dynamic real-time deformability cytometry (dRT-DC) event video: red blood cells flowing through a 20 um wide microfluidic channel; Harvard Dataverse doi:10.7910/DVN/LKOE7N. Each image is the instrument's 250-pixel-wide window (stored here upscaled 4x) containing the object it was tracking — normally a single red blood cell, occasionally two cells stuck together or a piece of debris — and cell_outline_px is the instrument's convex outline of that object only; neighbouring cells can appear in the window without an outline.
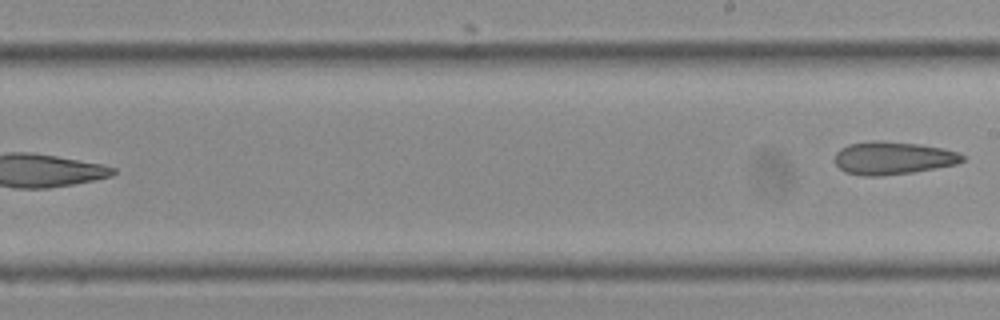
{"species": "Egyptian fruit bat (a non-hibernating species)", "species_latin": "Rousettus aegyptiacus", "temperature_condition": "cold", "stored_images_in_passage": 19, "segment_of_instrument_passage": [2, 2], "camera_frame_rate_fps": 3000, "um_per_image_px": 0.085, "frame": {"image": 1, "passage_image": 19, "time_ms": 6.0, "image_size_px": [1000, 320], "cell_outline_px": [[964, 160], [956, 164], [916, 172], [876, 176], [860, 176], [844, 172], [836, 164], [836, 152], [840, 148], [848, 144], [880, 140], [884, 140], [920, 144], [944, 148], [960, 152], [964, 156]], "centroid_in_image_um": [75.92, 13.43], "position_along_channel_um": 213.1, "area_um2": 24.68}}